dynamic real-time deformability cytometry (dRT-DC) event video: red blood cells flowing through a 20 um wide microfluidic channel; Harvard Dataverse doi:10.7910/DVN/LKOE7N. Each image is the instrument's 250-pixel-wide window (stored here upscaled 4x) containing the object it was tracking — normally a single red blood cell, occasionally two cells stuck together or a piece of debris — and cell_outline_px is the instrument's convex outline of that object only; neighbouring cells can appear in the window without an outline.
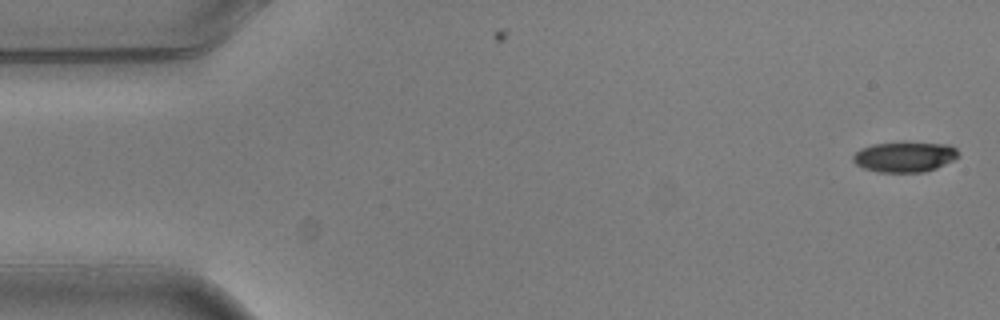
{"species": "common noctule bat (a hibernating species)", "species_latin": "Nyctalus noctula", "temperature_condition": "warm", "stored_images_in_passage": 4, "camera_frame_rate_fps": 3000, "um_per_image_px": 0.085, "animal": {"sex": "male", "body_mass_g": 20.5, "forearm_length_mm": 52.5}, "frame": {"image": 1, "passage_image": 1, "time_ms": 0.0, "image_size_px": [1000, 320], "cell_outline_px": [[960, 156], [936, 168], [924, 172], [876, 172], [864, 168], [856, 164], [852, 160], [852, 156], [860, 148], [872, 144], [948, 144], [956, 148], [960, 152]], "centroid_in_image_um": [76.88, 13.36], "position_along_channel_um": 8.1, "area_um2": 18.21}}